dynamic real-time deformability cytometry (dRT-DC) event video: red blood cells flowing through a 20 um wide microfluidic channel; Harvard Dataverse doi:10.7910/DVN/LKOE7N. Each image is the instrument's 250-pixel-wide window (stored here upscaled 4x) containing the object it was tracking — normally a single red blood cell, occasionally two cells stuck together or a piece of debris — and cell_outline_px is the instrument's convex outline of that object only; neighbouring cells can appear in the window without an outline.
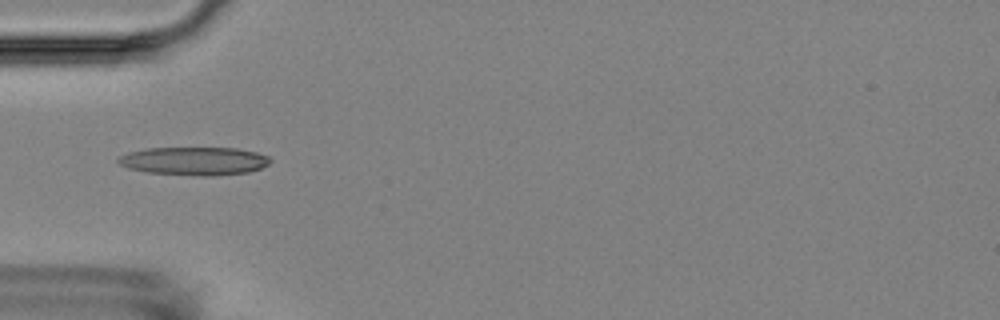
{"species": "Egyptian fruit bat (a non-hibernating species)", "species_latin": "Rousettus aegyptiacus", "temperature_condition": "room temperature", "stored_images_in_passage": 11, "camera_frame_rate_fps": 3000, "um_per_image_px": 0.085, "animal": {"sex": "female"}, "frame": {"image": 1, "passage_image": 5, "time_ms": 5.667, "image_size_px": [1000, 320], "cell_outline_px": [[272, 160], [268, 164], [260, 168], [248, 172], [216, 176], [200, 176], [144, 172], [128, 168], [120, 164], [116, 160], [120, 156], [128, 152], [144, 148], [236, 148], [256, 152], [268, 156]], "centroid_in_image_um": [16.49, 13.69], "position_along_channel_um": 68.5, "area_um2": 25.14}}
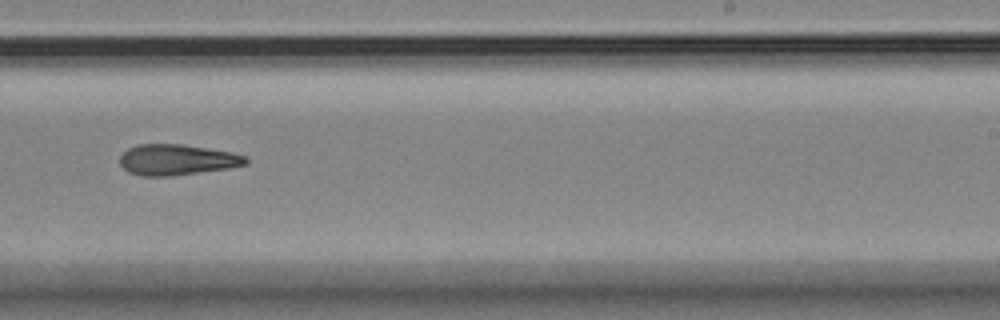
{"frame": {"image": 2, "passage_image": 10, "time_ms": 11.333, "image_size_px": [1000, 320], "cell_outline_px": [[248, 164], [228, 168], [172, 176], [140, 176], [128, 172], [120, 164], [120, 156], [128, 148], [136, 144], [180, 144], [208, 148], [232, 152], [248, 156]], "centroid_in_image_um": [15.05, 13.58], "position_along_channel_um": 274.0, "area_um2": 22.72}}
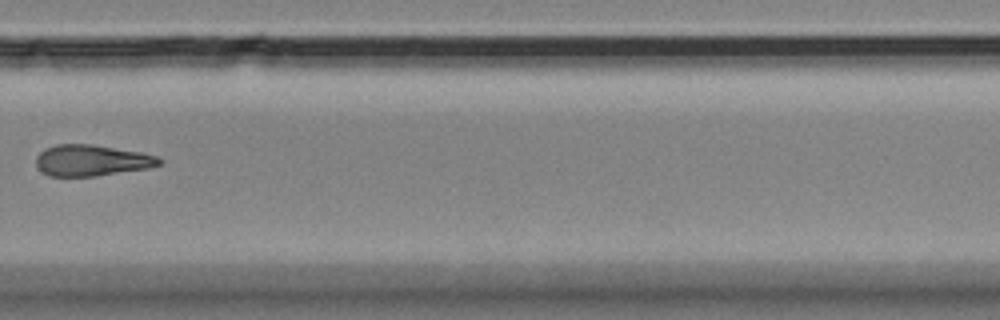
{"frame": {"image": 3, "passage_image": 11, "time_ms": 12.667, "image_size_px": [1000, 320], "cell_outline_px": [[160, 164], [148, 168], [96, 176], [48, 176], [36, 164], [36, 156], [44, 148], [56, 144], [92, 144], [140, 152], [156, 156], [160, 160]], "centroid_in_image_um": [7.75, 13.63], "position_along_channel_um": 322.0, "area_um2": 22.2}}